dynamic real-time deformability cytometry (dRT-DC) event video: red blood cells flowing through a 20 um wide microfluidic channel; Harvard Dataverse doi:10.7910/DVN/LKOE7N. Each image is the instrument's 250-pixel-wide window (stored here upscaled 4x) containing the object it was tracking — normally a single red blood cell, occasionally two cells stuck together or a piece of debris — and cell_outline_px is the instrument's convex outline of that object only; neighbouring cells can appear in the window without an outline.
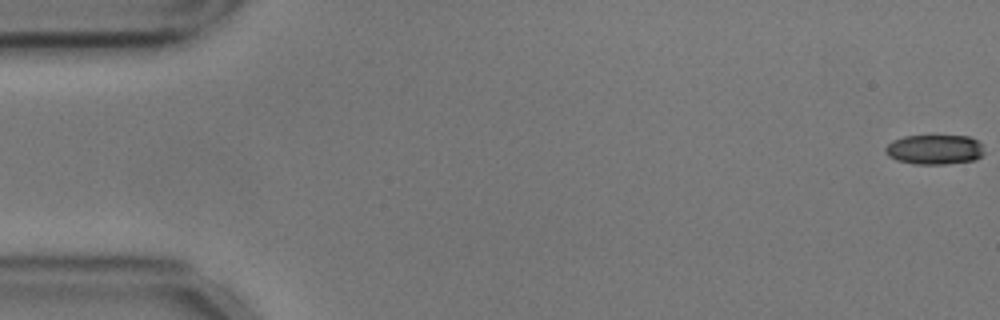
{"species": "common noctule bat (a hibernating species)", "species_latin": "Nyctalus noctula", "temperature_condition": "cold", "stored_images_in_passage": 5, "camera_frame_rate_fps": 3000, "um_per_image_px": 0.085, "animal": {"sex": "male", "body_mass_g": 17.9, "forearm_length_mm": 54.2}, "frame": {"image": 1, "passage_image": 1, "time_ms": 0.0, "image_size_px": [1000, 320], "cell_outline_px": [[984, 152], [976, 160], [944, 164], [916, 164], [896, 160], [888, 156], [884, 152], [884, 148], [892, 140], [904, 136], [968, 136], [976, 140], [980, 144]], "centroid_in_image_um": [79.39, 12.71], "position_along_channel_um": 5.6, "area_um2": 17.11}}